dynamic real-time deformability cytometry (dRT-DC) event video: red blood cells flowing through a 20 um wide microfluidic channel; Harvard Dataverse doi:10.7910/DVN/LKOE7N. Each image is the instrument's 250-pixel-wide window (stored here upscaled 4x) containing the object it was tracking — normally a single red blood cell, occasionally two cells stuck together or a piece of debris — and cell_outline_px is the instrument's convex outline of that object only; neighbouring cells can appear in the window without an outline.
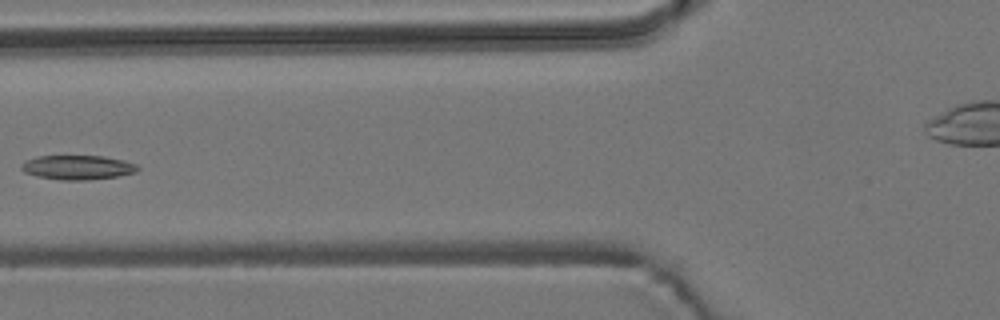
{"species": "common noctule bat (a hibernating species)", "species_latin": "Nyctalus noctula", "temperature_condition": "room temperature", "stored_images_in_passage": 10, "camera_frame_rate_fps": 3000, "um_per_image_px": 0.085, "animal": {"sex": "male", "body_mass_g": 19.2, "forearm_length_mm": 51.8}, "frame": {"image": 1, "passage_image": 6, "time_ms": 7.333, "image_size_px": [1000, 320], "cell_outline_px": [[140, 168], [136, 172], [120, 176], [88, 180], [60, 180], [36, 176], [24, 172], [20, 168], [20, 164], [36, 156], [104, 156], [124, 160], [136, 164]], "centroid_in_image_um": [6.61, 14.23], "position_along_channel_um": 119.2, "area_um2": 16.65}}
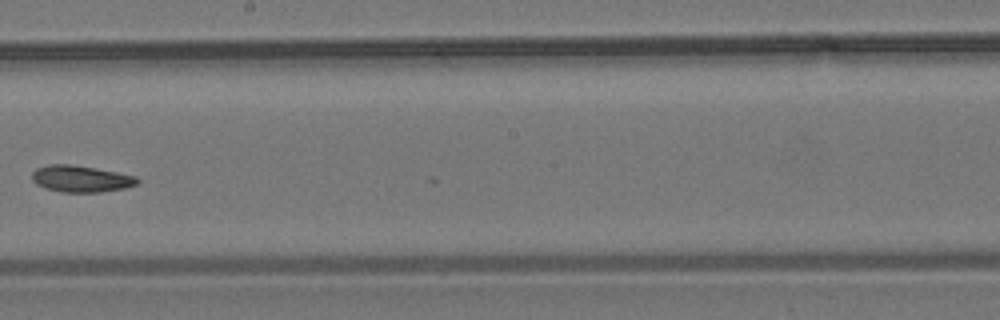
{"frame": {"image": 2, "passage_image": 9, "time_ms": 10.667, "image_size_px": [1000, 320], "cell_outline_px": [[140, 180], [136, 184], [124, 188], [100, 192], [60, 192], [44, 188], [36, 184], [32, 180], [32, 172], [36, 168], [48, 164], [72, 164], [96, 168], [136, 176]], "centroid_in_image_um": [6.84, 15.19], "position_along_channel_um": 241.4, "area_um2": 16.42}}
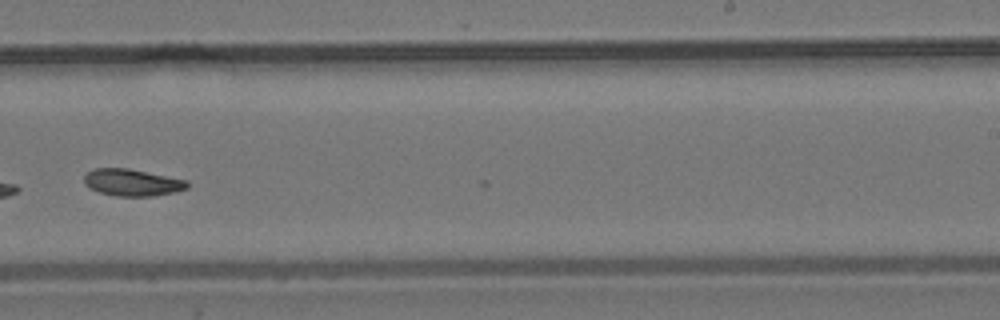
{"frame": {"image": 3, "passage_image": 10, "time_ms": 11.667, "image_size_px": [1000, 320], "cell_outline_px": [[188, 188], [176, 192], [152, 196], [116, 196], [100, 192], [84, 184], [84, 176], [88, 172], [96, 168], [128, 168], [188, 180]], "centroid_in_image_um": [11.27, 15.51], "position_along_channel_um": 277.7, "area_um2": 16.13}}